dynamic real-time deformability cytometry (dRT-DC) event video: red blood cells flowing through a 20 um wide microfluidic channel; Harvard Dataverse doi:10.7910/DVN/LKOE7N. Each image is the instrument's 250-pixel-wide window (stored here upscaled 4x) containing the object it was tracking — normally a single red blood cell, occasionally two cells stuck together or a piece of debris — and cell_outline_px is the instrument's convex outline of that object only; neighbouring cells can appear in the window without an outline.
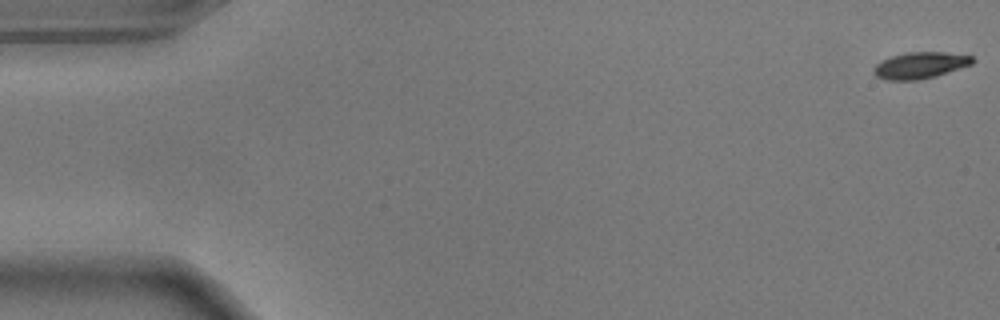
{"species": "common noctule bat (a hibernating species)", "species_latin": "Nyctalus noctula", "temperature_condition": "warm", "stored_images_in_passage": 56, "camera_frame_rate_fps": 3000, "um_per_image_px": 0.085, "animal": {"sex": "male", "body_mass_g": 17.9}, "frame": {"image": 1, "passage_image": 1, "time_ms": 0.0, "image_size_px": [1000, 320], "cell_outline_px": [[976, 60], [972, 64], [936, 76], [916, 80], [888, 80], [876, 76], [872, 72], [872, 68], [880, 60], [892, 56], [908, 52], [944, 52], [972, 56]], "centroid_in_image_um": [78.19, 5.55], "position_along_channel_um": 6.8, "area_um2": 15.26}}
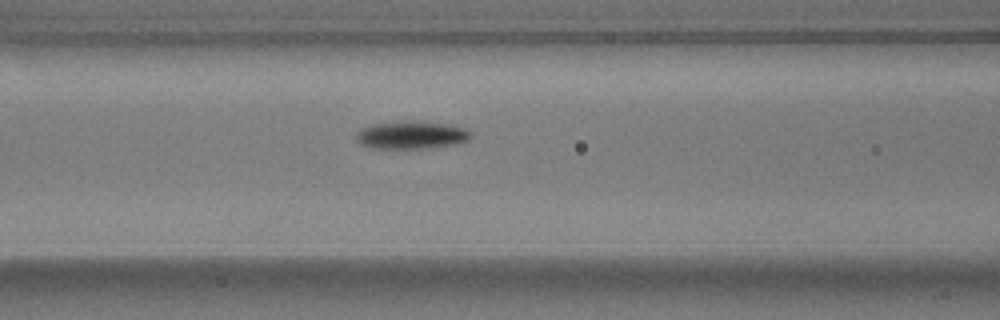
{"frame": {"image": 2, "passage_image": 23, "time_ms": 7.333, "image_size_px": [1000, 320], "cell_outline_px": [[472, 136], [468, 140], [456, 144], [432, 148], [368, 148], [360, 144], [356, 140], [356, 132], [360, 128], [372, 124], [448, 124], [464, 128], [472, 132]], "centroid_in_image_um": [34.96, 11.54], "position_along_channel_um": 131.6, "area_um2": 17.74}}
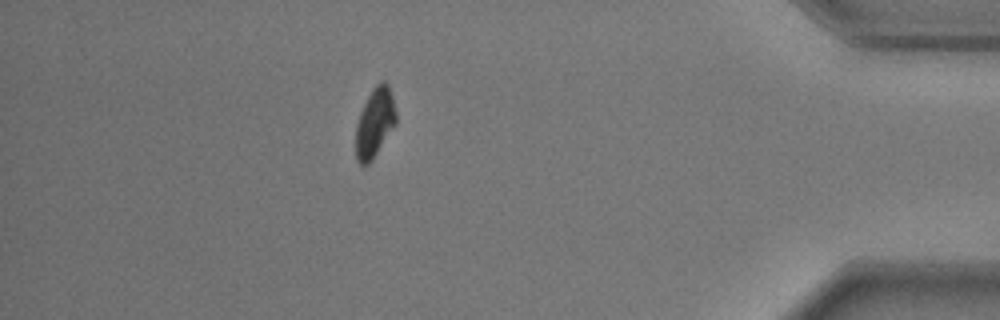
{"frame": {"image": 3, "passage_image": 49, "time_ms": 16.0, "image_size_px": [1000, 320], "cell_outline_px": [[396, 124], [372, 160], [368, 164], [360, 164], [356, 160], [356, 124], [360, 112], [372, 88], [380, 80], [384, 80], [388, 84], [392, 96], [396, 112]], "centroid_in_image_um": [31.86, 10.41], "position_along_channel_um": 403.3, "area_um2": 16.24}, "authors_computed_cell_mechanics": {"area_um2": 16.8487, "velocity_mm_per_s": 3.655, "shape_relaxation_time_tau1_ms": 1.6067, "shape_relaxation_time_tau2_ms": null, "deformation_change_tau1": 0.1611, "deformation_change_tau2": null}}